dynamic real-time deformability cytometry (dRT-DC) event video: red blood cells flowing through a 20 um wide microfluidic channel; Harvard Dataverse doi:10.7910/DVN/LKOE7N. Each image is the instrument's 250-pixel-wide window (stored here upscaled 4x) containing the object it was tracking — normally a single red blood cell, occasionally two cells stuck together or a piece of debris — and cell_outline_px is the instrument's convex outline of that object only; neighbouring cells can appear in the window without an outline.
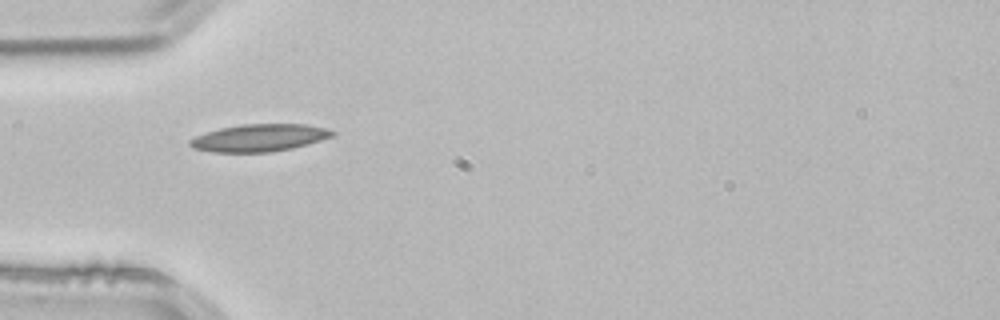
{"species": "common noctule bat (a hibernating species)", "species_latin": "Nyctalus noctula", "temperature_condition": "room temperature", "stored_images_in_passage": 1, "camera_frame_rate_fps": 3000, "um_per_image_px": 0.085, "animal": {"sex": "male", "body_mass_g": 21.5, "forearm_length_mm": 52.0}, "frame": {"image": 1, "passage_image": 1, "time_ms": 0.0, "image_size_px": [1000, 320], "cell_outline_px": [[336, 136], [308, 144], [292, 148], [268, 152], [212, 152], [192, 148], [188, 144], [188, 140], [196, 136], [220, 128], [240, 124], [304, 124], [328, 128], [336, 132]], "centroid_in_image_um": [22.07, 11.71], "position_along_channel_um": 62.9, "area_um2": 22.83}}